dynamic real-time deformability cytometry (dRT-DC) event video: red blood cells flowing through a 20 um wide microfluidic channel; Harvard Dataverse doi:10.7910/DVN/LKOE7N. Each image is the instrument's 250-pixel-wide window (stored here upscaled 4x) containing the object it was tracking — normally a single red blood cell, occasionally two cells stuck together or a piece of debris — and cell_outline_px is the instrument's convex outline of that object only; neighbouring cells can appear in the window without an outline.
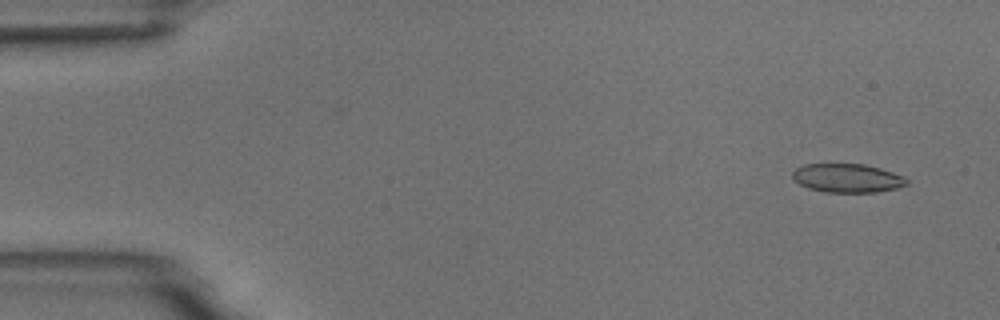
{"species": "common noctule bat (a hibernating species)", "species_latin": "Nyctalus noctula", "temperature_condition": "room temperature", "stored_images_in_passage": 2, "camera_frame_rate_fps": 3000, "um_per_image_px": 0.085, "animal": {"sex": "male", "body_mass_g": 18.8}, "frame": {"image": 1, "passage_image": 2, "time_ms": 2.0, "image_size_px": [1000, 320], "cell_outline_px": [[908, 184], [896, 188], [876, 192], [824, 192], [808, 188], [800, 184], [792, 176], [792, 172], [796, 168], [804, 164], [864, 164], [880, 168], [904, 176], [908, 180]], "centroid_in_image_um": [72.03, 15.13], "position_along_channel_um": 13.0, "area_um2": 19.07}}